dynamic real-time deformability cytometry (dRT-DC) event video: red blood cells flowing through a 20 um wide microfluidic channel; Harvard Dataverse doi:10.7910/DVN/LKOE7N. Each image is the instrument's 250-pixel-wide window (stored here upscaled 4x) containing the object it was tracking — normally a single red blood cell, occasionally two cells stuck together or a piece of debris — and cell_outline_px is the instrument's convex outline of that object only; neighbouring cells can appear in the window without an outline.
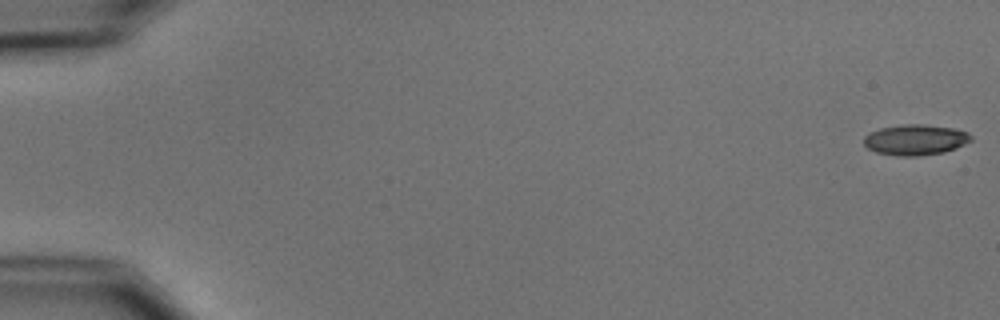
{"species": "common noctule bat (a hibernating species)", "species_latin": "Nyctalus noctula", "temperature_condition": "cold", "stored_images_in_passage": 6, "camera_frame_rate_fps": 3000, "um_per_image_px": 0.085, "animal": {"sex": "male", "body_mass_g": 15.6}, "frame": {"image": 1, "passage_image": 1, "time_ms": 0.0, "image_size_px": [1000, 320], "cell_outline_px": [[972, 140], [956, 148], [944, 152], [916, 156], [900, 156], [876, 152], [868, 148], [864, 144], [864, 136], [868, 132], [880, 128], [904, 124], [924, 124], [952, 128], [968, 132], [972, 136]], "centroid_in_image_um": [77.8, 11.87], "position_along_channel_um": 7.2, "area_um2": 19.13}}
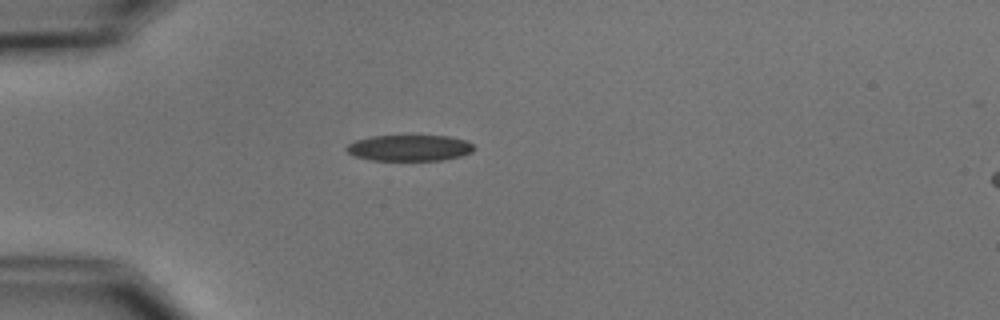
{"frame": {"image": 2, "passage_image": 5, "time_ms": 5.0, "image_size_px": [1000, 320], "cell_outline_px": [[476, 148], [472, 152], [460, 156], [444, 160], [372, 160], [356, 156], [348, 152], [344, 148], [348, 144], [356, 140], [372, 136], [448, 136], [468, 140]], "centroid_in_image_um": [34.84, 12.57], "position_along_channel_um": 50.2, "area_um2": 19.36}}